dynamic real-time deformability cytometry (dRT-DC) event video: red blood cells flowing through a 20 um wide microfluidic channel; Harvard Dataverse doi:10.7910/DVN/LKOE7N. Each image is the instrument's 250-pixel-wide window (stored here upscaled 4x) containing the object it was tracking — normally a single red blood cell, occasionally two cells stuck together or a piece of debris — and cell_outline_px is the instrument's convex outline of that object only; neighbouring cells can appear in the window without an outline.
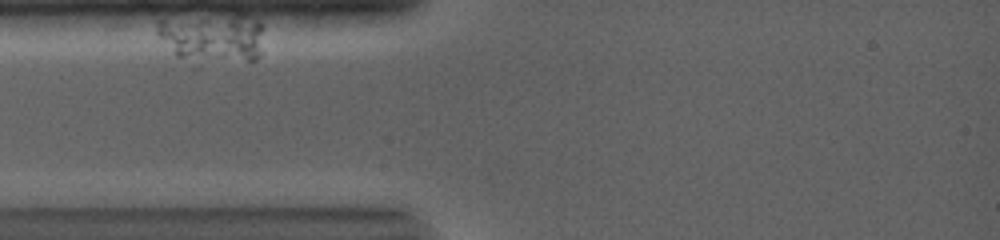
{"species": "common noctule bat (a hibernating species)", "species_latin": "Nyctalus noctula", "temperature_condition": "warm", "stored_images_in_passage": 3, "camera_frame_rate_fps": 5000, "um_per_image_px": 0.085, "animal": {"sex": "female", "body_mass_g": 19.0, "forearm_length_mm": 56.7}, "frame": {"image": 1, "passage_image": 1, "time_ms": 0.0, "image_size_px": [1000, 240], "cell_outline_px": [[264, 28], [260, 56], [256, 60], [200, 68], [192, 68], [176, 56], [156, 32], [160, 20], [236, 12], [240, 12], [256, 16], [264, 24]], "centroid_in_image_um": [18.16, 3.28], "position_along_channel_um": 66.8, "area_um2": 33.58}}